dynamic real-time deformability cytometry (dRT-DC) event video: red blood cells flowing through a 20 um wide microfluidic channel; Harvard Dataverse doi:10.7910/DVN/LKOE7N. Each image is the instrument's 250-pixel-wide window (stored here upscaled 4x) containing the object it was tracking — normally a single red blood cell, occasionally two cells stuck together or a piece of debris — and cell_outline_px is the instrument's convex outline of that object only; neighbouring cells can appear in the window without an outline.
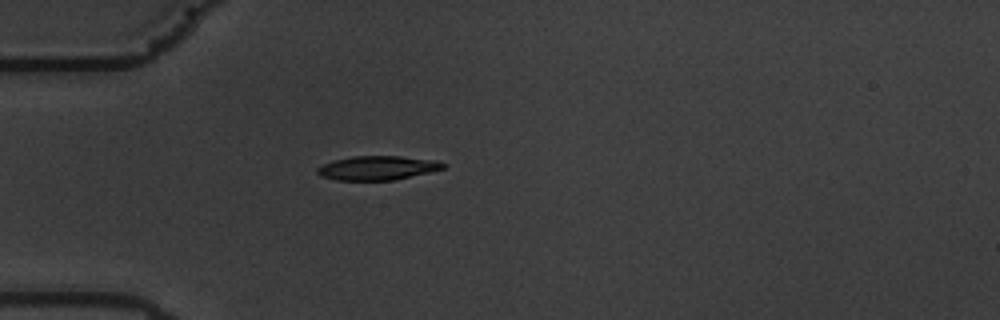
{"species": "common noctule bat (a hibernating species)", "species_latin": "Nyctalus noctula", "temperature_condition": "warm", "stored_images_in_passage": 42, "camera_frame_rate_fps": 3000, "um_per_image_px": 0.085, "animal": {"sex": "male", "body_mass_g": 19.5, "forearm_length_mm": 54.6}, "frame": {"image": 1, "passage_image": 1, "time_ms": 0.0, "image_size_px": [1000, 320], "cell_outline_px": [[444, 168], [396, 180], [336, 180], [320, 176], [316, 172], [316, 168], [332, 160], [352, 156], [400, 156], [432, 160], [444, 164]], "centroid_in_image_um": [32.0, 14.28], "position_along_channel_um": 53.0, "area_um2": 17.51}}
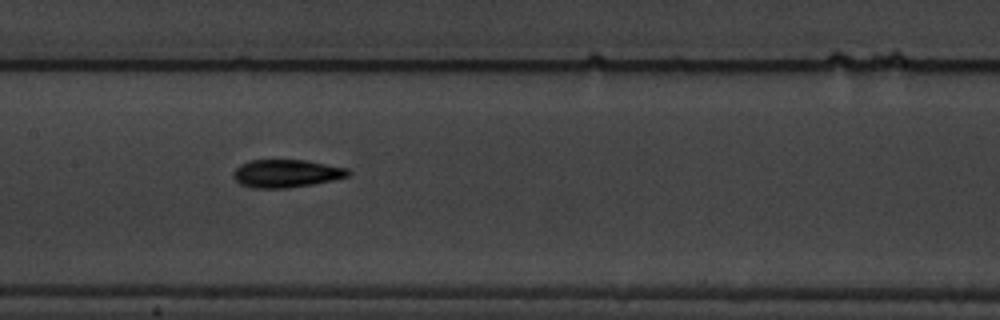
{"frame": {"image": 2, "passage_image": 13, "time_ms": 4.0, "image_size_px": [1000, 320], "cell_outline_px": [[352, 172], [348, 176], [332, 180], [312, 184], [288, 188], [252, 188], [240, 184], [232, 176], [232, 172], [240, 164], [248, 160], [308, 160], [348, 168]], "centroid_in_image_um": [24.32, 14.74], "position_along_channel_um": 183.1, "area_um2": 18.84}}
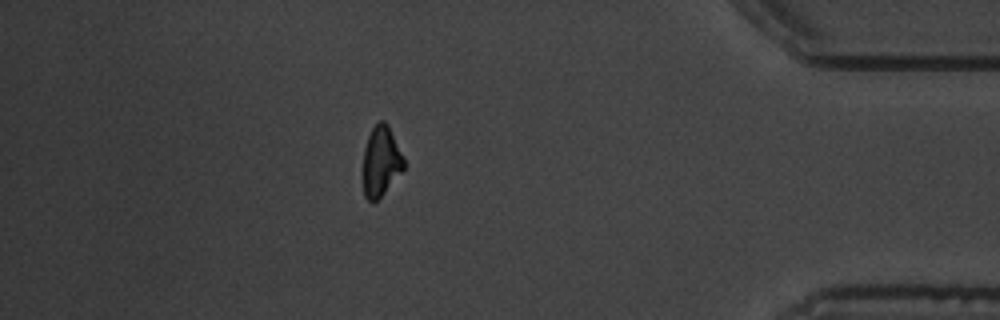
{"frame": {"image": 3, "passage_image": 35, "time_ms": 11.333, "image_size_px": [1000, 320], "cell_outline_px": [[404, 168], [384, 192], [372, 204], [364, 196], [364, 148], [368, 136], [372, 128], [380, 120], [384, 120], [388, 124], [404, 160]], "centroid_in_image_um": [32.37, 13.7], "position_along_channel_um": 402.8, "area_um2": 16.24}, "authors_computed_cell_mechanics": {"area_um2": 18.0625, "velocity_mm_per_s": 3.5194, "shape_relaxation_time_tau1_ms": 3.7221, "shape_relaxation_time_tau2_ms": 3.142, "deformation_change_tau1": 0.1604, "deformation_change_tau2": 0.0866}}